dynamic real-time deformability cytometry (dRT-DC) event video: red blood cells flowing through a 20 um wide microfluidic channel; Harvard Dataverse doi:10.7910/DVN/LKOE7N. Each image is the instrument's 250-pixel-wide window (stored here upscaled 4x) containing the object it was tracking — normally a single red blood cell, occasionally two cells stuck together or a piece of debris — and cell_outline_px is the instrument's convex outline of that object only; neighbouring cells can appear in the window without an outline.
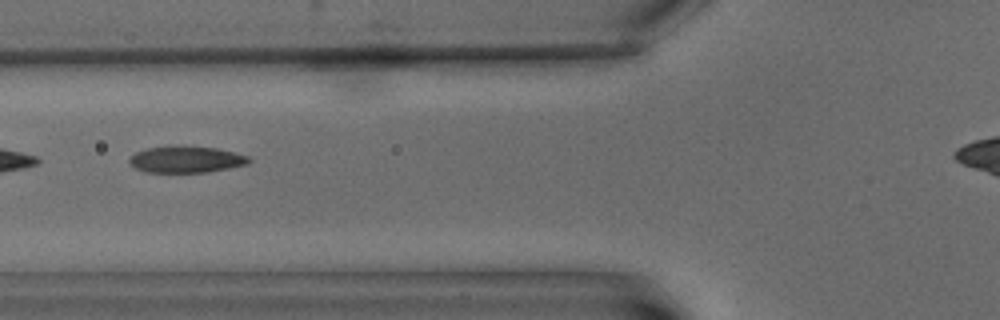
{"species": "common noctule bat (a hibernating species)", "species_latin": "Nyctalus noctula", "temperature_condition": "warm", "stored_images_in_passage": 7, "camera_frame_rate_fps": 3000, "um_per_image_px": 0.085, "animal": {"sex": "male", "body_mass_g": 15.6}, "frame": {"image": 1, "passage_image": 7, "time_ms": 7.667, "image_size_px": [1000, 320], "cell_outline_px": [[252, 160], [248, 164], [208, 172], [144, 172], [128, 164], [128, 160], [136, 152], [148, 148], [216, 148], [248, 156]], "centroid_in_image_um": [15.82, 13.59], "position_along_channel_um": 110.0, "area_um2": 17.74}}